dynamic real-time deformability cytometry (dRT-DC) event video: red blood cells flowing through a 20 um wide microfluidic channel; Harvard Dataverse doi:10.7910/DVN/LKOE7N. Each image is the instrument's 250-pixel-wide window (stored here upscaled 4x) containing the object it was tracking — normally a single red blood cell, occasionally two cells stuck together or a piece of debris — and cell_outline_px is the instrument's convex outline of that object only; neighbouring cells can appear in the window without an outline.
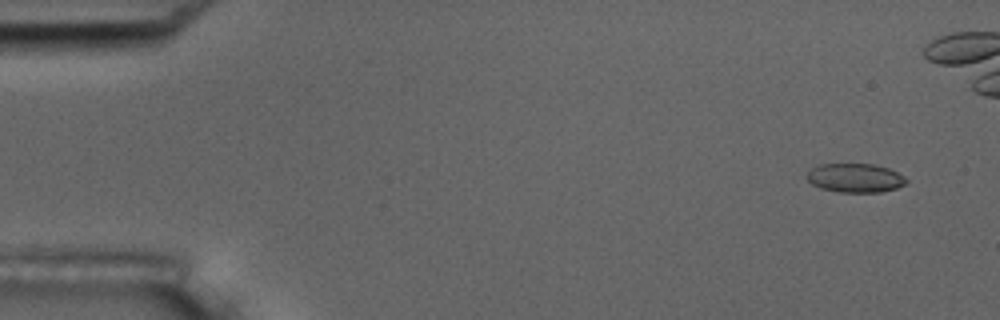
{"species": "common noctule bat (a hibernating species)", "species_latin": "Nyctalus noctula", "temperature_condition": "room temperature", "stored_images_in_passage": 5, "camera_frame_rate_fps": 3000, "um_per_image_px": 0.085, "animal": {"sex": "male", "body_mass_g": 17.5, "forearm_length_mm": 52.3}, "frame": {"image": 1, "passage_image": 1, "time_ms": 0.0, "image_size_px": [1000, 320], "cell_outline_px": [[908, 184], [896, 188], [880, 192], [840, 192], [820, 188], [812, 184], [808, 180], [808, 172], [812, 168], [820, 164], [872, 164], [888, 168], [904, 176], [908, 180]], "centroid_in_image_um": [72.72, 15.13], "position_along_channel_um": 12.3, "area_um2": 16.7}}